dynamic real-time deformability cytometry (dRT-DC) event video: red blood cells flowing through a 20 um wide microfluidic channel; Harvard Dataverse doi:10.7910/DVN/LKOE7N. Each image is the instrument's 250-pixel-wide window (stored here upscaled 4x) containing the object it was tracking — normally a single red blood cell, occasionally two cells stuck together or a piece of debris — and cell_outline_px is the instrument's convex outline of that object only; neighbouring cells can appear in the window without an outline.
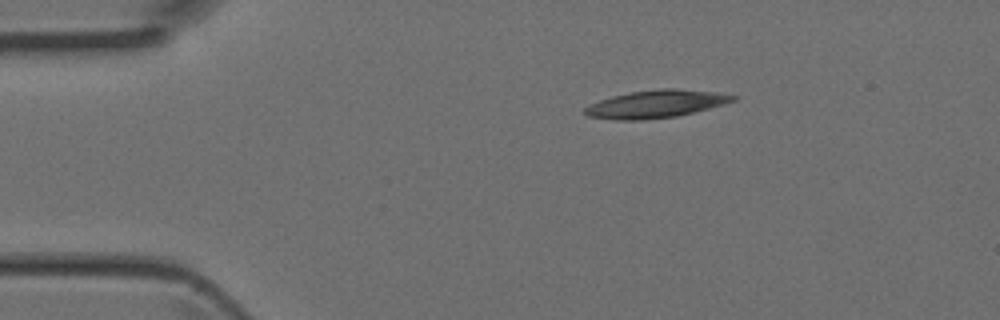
{"species": "Egyptian fruit bat (a non-hibernating species)", "species_latin": "Rousettus aegyptiacus", "temperature_condition": "room temperature", "stored_images_in_passage": 2, "camera_frame_rate_fps": 3000, "um_per_image_px": 0.085, "animal": {"sex": "female"}, "frame": {"image": 1, "passage_image": 1, "time_ms": 0.0, "image_size_px": [1000, 320], "cell_outline_px": [[736, 100], [724, 104], [676, 116], [640, 120], [616, 120], [588, 116], [584, 112], [584, 108], [600, 100], [612, 96], [632, 92], [664, 88], [676, 88], [716, 92], [736, 96]], "centroid_in_image_um": [55.75, 8.84], "position_along_channel_um": 29.2, "area_um2": 23.52}}